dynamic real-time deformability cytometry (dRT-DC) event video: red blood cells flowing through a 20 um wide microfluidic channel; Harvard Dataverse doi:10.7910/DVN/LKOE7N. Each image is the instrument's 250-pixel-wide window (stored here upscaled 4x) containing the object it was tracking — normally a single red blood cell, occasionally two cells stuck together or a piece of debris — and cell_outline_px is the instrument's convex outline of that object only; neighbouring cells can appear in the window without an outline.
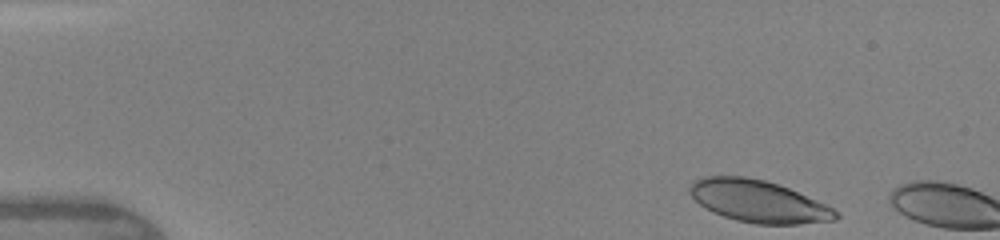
{"species": "human", "species_latin": "Homo sapiens", "temperature_condition": "warm", "stored_images_in_passage": 2, "camera_frame_rate_fps": 3000, "um_per_image_px": 0.085, "donor": {"sex": "female"}, "frame": {"image": 1, "passage_image": 1, "time_ms": 0.0, "image_size_px": [1000, 240], "cell_outline_px": [[840, 216], [836, 220], [800, 224], [756, 224], [736, 220], [712, 212], [700, 204], [688, 192], [688, 188], [696, 180], [704, 176], [744, 176], [764, 180], [788, 188], [824, 204], [840, 212]], "centroid_in_image_um": [64.46, 17.12], "position_along_channel_um": 20.5, "area_um2": 35.55}}